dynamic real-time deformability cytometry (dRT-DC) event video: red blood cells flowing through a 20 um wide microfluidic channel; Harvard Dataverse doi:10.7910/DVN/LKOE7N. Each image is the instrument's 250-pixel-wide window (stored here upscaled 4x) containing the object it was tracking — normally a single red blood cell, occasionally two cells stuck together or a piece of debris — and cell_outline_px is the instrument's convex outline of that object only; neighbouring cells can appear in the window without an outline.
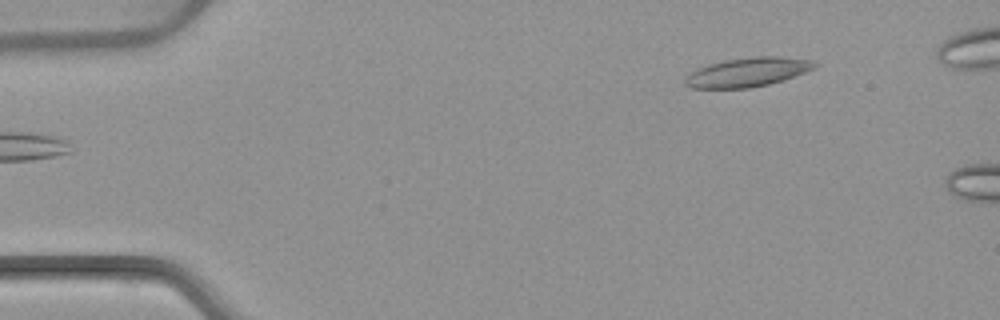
{"species": "common noctule bat (a hibernating species)", "species_latin": "Nyctalus noctula", "temperature_condition": "warm", "stored_images_in_passage": 3, "camera_frame_rate_fps": 3000, "um_per_image_px": 0.085, "animal": {"sex": "female", "body_mass_g": 22.7, "forearm_length_mm": 54.2}, "frame": {"image": 1, "passage_image": 3, "time_ms": 2.333, "image_size_px": [1000, 320], "cell_outline_px": [[820, 64], [816, 68], [784, 80], [768, 84], [748, 88], [688, 88], [684, 84], [684, 76], [696, 68], [708, 64], [724, 60], [756, 56], [780, 56], [812, 60]], "centroid_in_image_um": [63.53, 6.13], "position_along_channel_um": 21.5, "area_um2": 22.31}}